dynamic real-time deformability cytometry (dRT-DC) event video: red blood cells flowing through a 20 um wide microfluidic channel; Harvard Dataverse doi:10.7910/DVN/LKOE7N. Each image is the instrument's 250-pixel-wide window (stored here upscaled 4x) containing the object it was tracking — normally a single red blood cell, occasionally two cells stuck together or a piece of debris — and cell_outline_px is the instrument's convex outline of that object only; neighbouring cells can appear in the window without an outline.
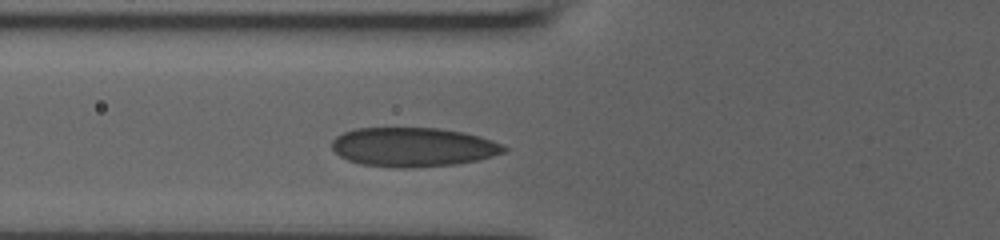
{"species": "human", "species_latin": "Homo sapiens", "temperature_condition": "room temperature", "stored_images_in_passage": 14, "camera_frame_rate_fps": 3000, "um_per_image_px": 0.085, "donor": {"sex": "male"}, "frame": {"image": 1, "passage_image": 8, "time_ms": 2.0, "image_size_px": [1000, 240], "cell_outline_px": [[508, 152], [476, 160], [456, 164], [404, 168], [392, 168], [360, 164], [348, 160], [340, 156], [332, 148], [332, 140], [336, 136], [344, 132], [356, 128], [436, 128], [464, 132], [480, 136], [492, 140], [508, 148]], "centroid_in_image_um": [35.11, 12.5], "position_along_channel_um": 90.7, "area_um2": 39.36}}
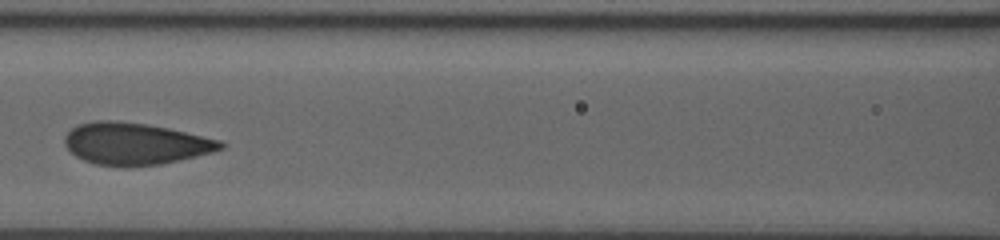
{"frame": {"image": 2, "passage_image": 12, "time_ms": 3.667, "image_size_px": [1000, 240], "cell_outline_px": [[228, 144], [224, 148], [212, 152], [180, 160], [160, 164], [132, 168], [124, 168], [96, 164], [84, 160], [76, 156], [64, 144], [64, 136], [72, 128], [80, 124], [96, 120], [116, 120], [148, 124], [168, 128], [220, 140]], "centroid_in_image_um": [11.5, 12.23], "position_along_channel_um": 155.1, "area_um2": 38.44}}